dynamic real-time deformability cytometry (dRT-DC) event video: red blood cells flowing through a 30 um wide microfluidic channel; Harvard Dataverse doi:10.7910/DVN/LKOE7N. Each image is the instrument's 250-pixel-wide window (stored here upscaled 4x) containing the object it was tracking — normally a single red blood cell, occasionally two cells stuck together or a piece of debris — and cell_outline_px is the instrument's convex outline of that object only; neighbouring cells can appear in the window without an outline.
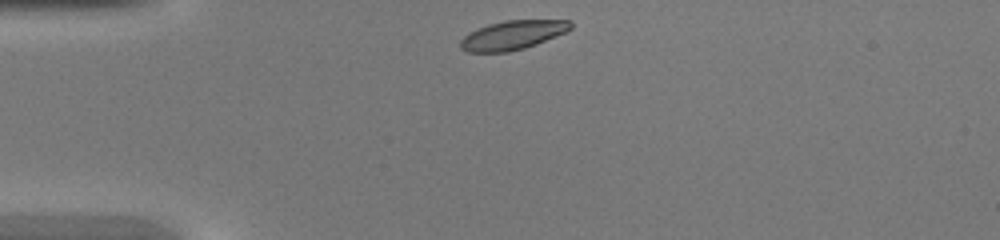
{"species": "common noctule bat (a hibernating species)", "species_latin": "Nyctalus noctula", "temperature_condition": "warm", "stored_images_in_passage": 31, "camera_frame_rate_fps": 3000, "um_per_image_px": 0.085, "animal": {"sex": "female", "body_mass_g": 20.0, "forearm_length_mm": 54.0}, "frame": {"image": 1, "passage_image": 1, "time_ms": 0.0, "image_size_px": [1000, 240], "cell_outline_px": [[572, 28], [564, 32], [536, 44], [524, 48], [508, 52], [468, 52], [460, 48], [460, 40], [468, 32], [476, 28], [488, 24], [504, 20], [572, 20]], "centroid_in_image_um": [43.53, 2.97], "position_along_channel_um": 41.5, "area_um2": 18.67}}
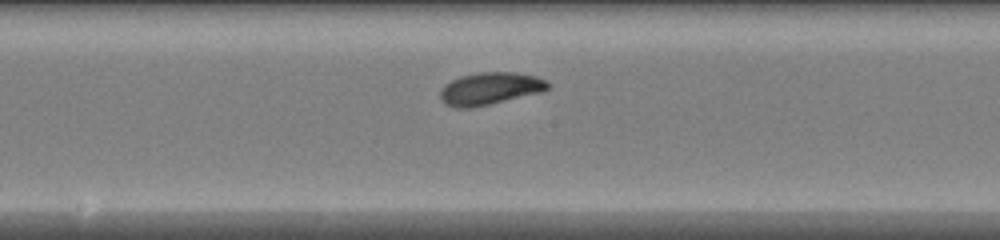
{"frame": {"image": 2, "passage_image": 14, "time_ms": 4.333, "image_size_px": [1000, 240], "cell_outline_px": [[548, 88], [544, 92], [472, 108], [456, 108], [444, 104], [440, 100], [440, 88], [444, 84], [460, 76], [480, 72], [516, 72], [536, 76], [544, 80], [548, 84]], "centroid_in_image_um": [41.61, 7.54], "position_along_channel_um": 206.6, "area_um2": 20.52}}
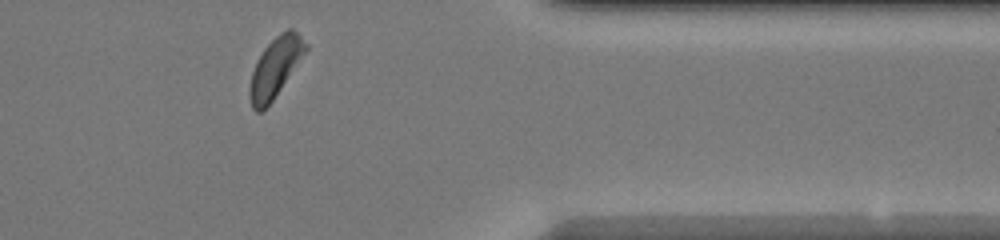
{"frame": {"image": 3, "passage_image": 27, "time_ms": 8.667, "image_size_px": [1000, 240], "cell_outline_px": [[308, 48], [272, 100], [260, 112], [256, 112], [252, 108], [248, 96], [248, 88], [252, 72], [256, 60], [264, 48], [280, 32], [288, 28], [292, 28], [308, 44]], "centroid_in_image_um": [23.36, 5.72], "position_along_channel_um": 388.0, "area_um2": 19.13}}